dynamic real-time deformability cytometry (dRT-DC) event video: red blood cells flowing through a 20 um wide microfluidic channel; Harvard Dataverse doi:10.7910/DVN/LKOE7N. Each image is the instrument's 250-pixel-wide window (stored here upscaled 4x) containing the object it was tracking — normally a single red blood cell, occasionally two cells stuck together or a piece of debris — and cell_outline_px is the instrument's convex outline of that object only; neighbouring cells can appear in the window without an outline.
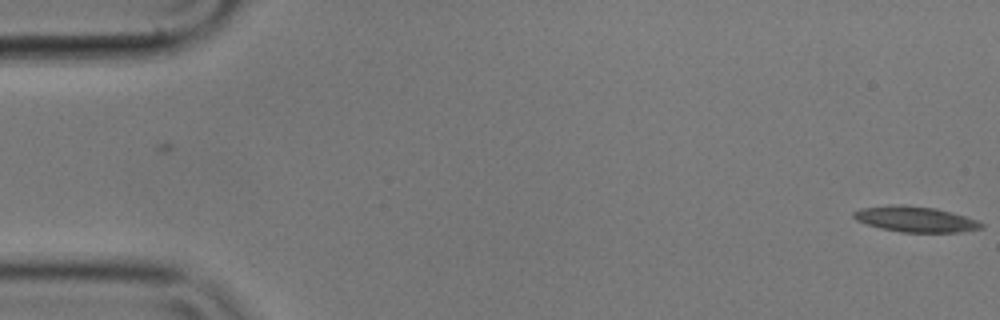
{"species": "common noctule bat (a hibernating species)", "species_latin": "Nyctalus noctula", "temperature_condition": "cold", "stored_images_in_passage": 56, "camera_frame_rate_fps": 3000, "um_per_image_px": 0.085, "animal": {"sex": "male", "body_mass_g": 17.9}, "frame": {"image": 1, "passage_image": 1, "time_ms": 0.0, "image_size_px": [1000, 320], "cell_outline_px": [[984, 228], [960, 232], [900, 232], [880, 228], [856, 220], [852, 216], [852, 212], [860, 208], [888, 204], [904, 204], [936, 208], [952, 212], [976, 220], [984, 224]], "centroid_in_image_um": [77.78, 18.62], "position_along_channel_um": 7.2, "area_um2": 19.25}}
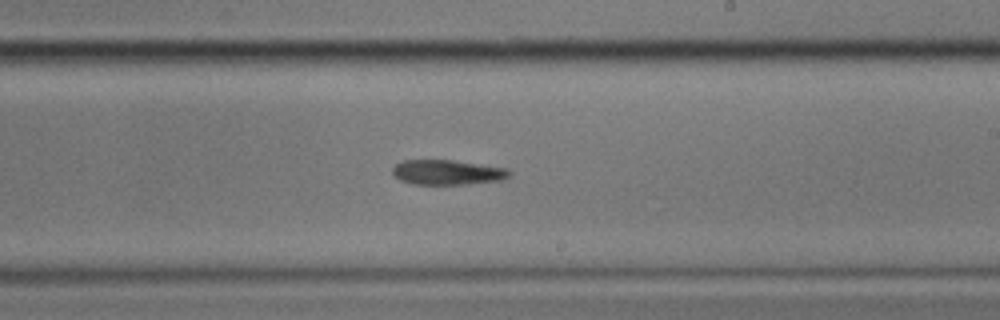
{"frame": {"image": 2, "passage_image": 33, "time_ms": 10.667, "image_size_px": [1000, 320], "cell_outline_px": [[512, 172], [504, 180], [464, 184], [412, 184], [400, 180], [392, 172], [392, 168], [396, 164], [404, 160], [452, 160], [508, 168]], "centroid_in_image_um": [38.04, 14.64], "position_along_channel_um": 251.0, "area_um2": 16.94}}
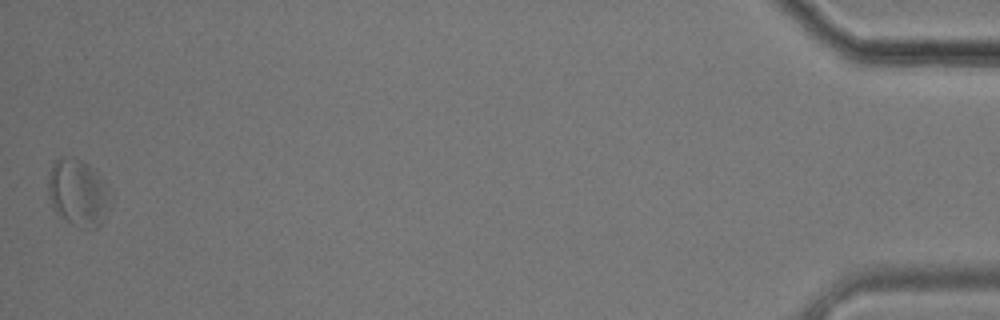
{"frame": {"image": 3, "passage_image": 56, "time_ms": 18.333, "image_size_px": [1000, 320], "cell_outline_px": [[112, 204], [104, 220], [92, 232], [80, 228], [72, 224], [56, 212], [52, 208], [48, 196], [48, 176], [52, 164], [56, 160], [64, 156], [80, 160], [96, 168], [112, 192]], "centroid_in_image_um": [6.7, 16.41], "position_along_channel_um": 428.5, "area_um2": 25.2}}